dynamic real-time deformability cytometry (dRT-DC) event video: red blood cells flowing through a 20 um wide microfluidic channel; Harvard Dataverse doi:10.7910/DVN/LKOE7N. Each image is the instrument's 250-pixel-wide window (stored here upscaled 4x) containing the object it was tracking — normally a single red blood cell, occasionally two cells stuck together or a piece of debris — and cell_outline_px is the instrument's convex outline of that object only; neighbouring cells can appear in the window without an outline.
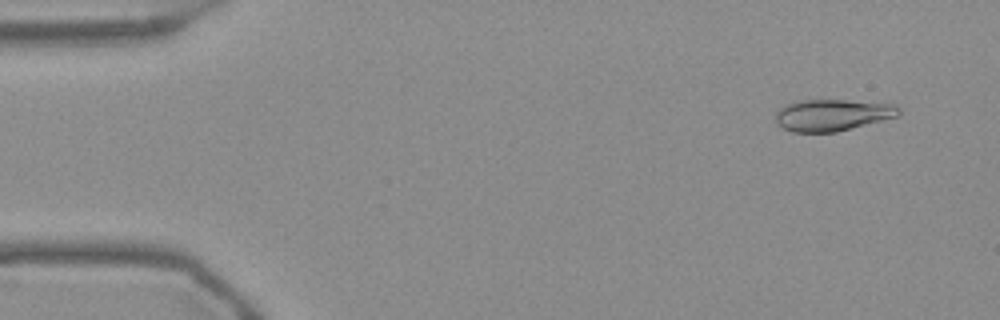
{"species": "Egyptian fruit bat (a non-hibernating species)", "species_latin": "Rousettus aegyptiacus", "temperature_condition": "warm", "stored_images_in_passage": 54, "camera_frame_rate_fps": 3000, "um_per_image_px": 0.085, "frame": {"image": 1, "passage_image": 4, "time_ms": 1.0, "image_size_px": [1000, 320], "cell_outline_px": [[900, 112], [896, 116], [836, 132], [792, 132], [776, 124], [776, 112], [784, 104], [800, 100], [844, 100], [896, 104], [900, 108]], "centroid_in_image_um": [70.71, 9.77], "position_along_channel_um": 14.3, "area_um2": 22.6}}
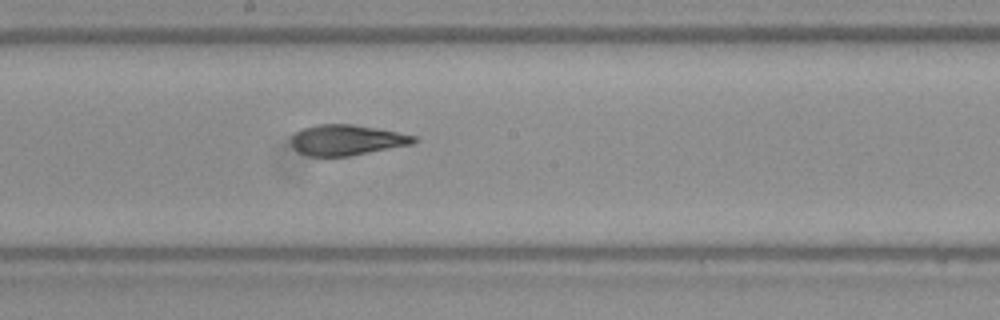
{"frame": {"image": 2, "passage_image": 29, "time_ms": 9.333, "image_size_px": [1000, 320], "cell_outline_px": [[416, 140], [412, 144], [348, 156], [308, 156], [300, 152], [292, 144], [292, 136], [296, 132], [304, 128], [316, 124], [352, 124], [376, 128], [416, 136]], "centroid_in_image_um": [29.46, 11.89], "position_along_channel_um": 218.7, "area_um2": 21.44}}
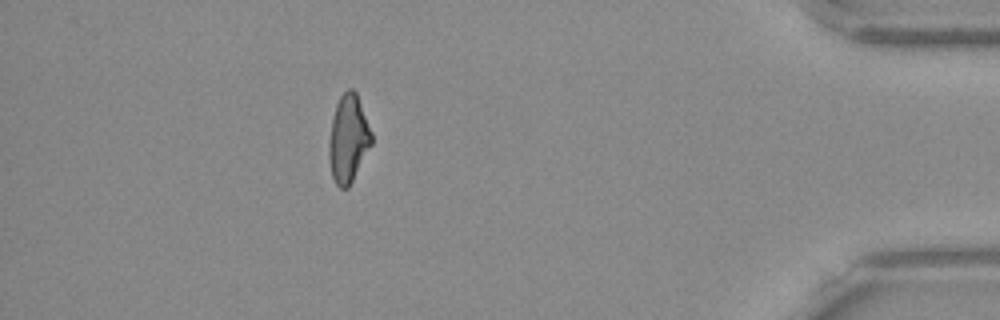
{"frame": {"image": 3, "passage_image": 48, "time_ms": 15.667, "image_size_px": [1000, 320], "cell_outline_px": [[372, 144], [348, 188], [340, 188], [336, 184], [332, 176], [328, 156], [328, 144], [332, 120], [336, 104], [340, 96], [348, 88], [352, 88], [356, 92], [372, 132]], "centroid_in_image_um": [29.6, 11.79], "position_along_channel_um": 405.6, "area_um2": 21.68}, "authors_computed_cell_mechanics": {"area_um2": 22.4842, "velocity_mm_per_s": 3.75, "shape_relaxation_time_tau1_ms": 7.0669, "shape_relaxation_time_tau2_ms": 1.6269, "deformation_change_tau1": 0.21, "deformation_change_tau2": 0.0853}}